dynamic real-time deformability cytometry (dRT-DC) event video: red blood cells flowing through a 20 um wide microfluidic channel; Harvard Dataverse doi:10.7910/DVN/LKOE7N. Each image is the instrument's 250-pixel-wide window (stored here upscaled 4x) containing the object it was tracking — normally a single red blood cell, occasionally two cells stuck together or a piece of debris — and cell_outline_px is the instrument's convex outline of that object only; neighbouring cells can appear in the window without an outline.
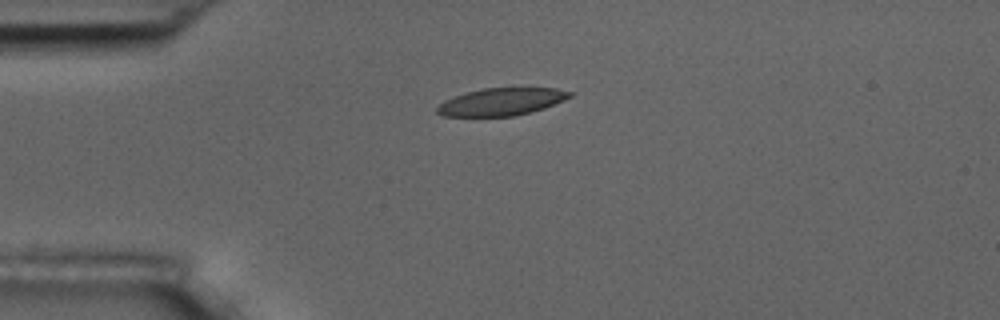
{"species": "common noctule bat (a hibernating species)", "species_latin": "Nyctalus noctula", "temperature_condition": "room temperature", "stored_images_in_passage": 11, "camera_frame_rate_fps": 3000, "um_per_image_px": 0.085, "animal": {"sex": "male", "body_mass_g": 17.5, "forearm_length_mm": 52.3}, "frame": {"image": 1, "passage_image": 4, "time_ms": 4.333, "image_size_px": [1000, 320], "cell_outline_px": [[576, 92], [572, 96], [564, 100], [544, 108], [516, 116], [444, 116], [436, 112], [436, 108], [444, 100], [468, 92], [484, 88], [556, 88]], "centroid_in_image_um": [42.67, 8.65], "position_along_channel_um": 42.3, "area_um2": 21.15}}
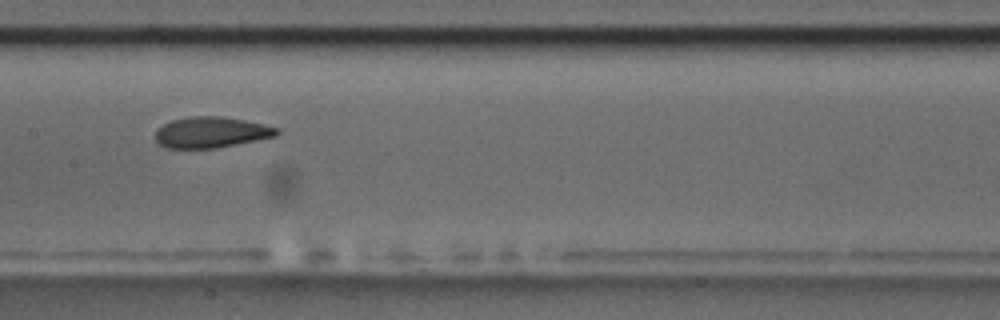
{"frame": {"image": 2, "passage_image": 8, "time_ms": 9.0, "image_size_px": [1000, 320], "cell_outline_px": [[280, 132], [276, 136], [216, 148], [164, 148], [156, 140], [156, 132], [164, 124], [172, 120], [192, 116], [220, 116], [244, 120], [280, 128]], "centroid_in_image_um": [17.96, 11.25], "position_along_channel_um": 189.4, "area_um2": 21.68}}
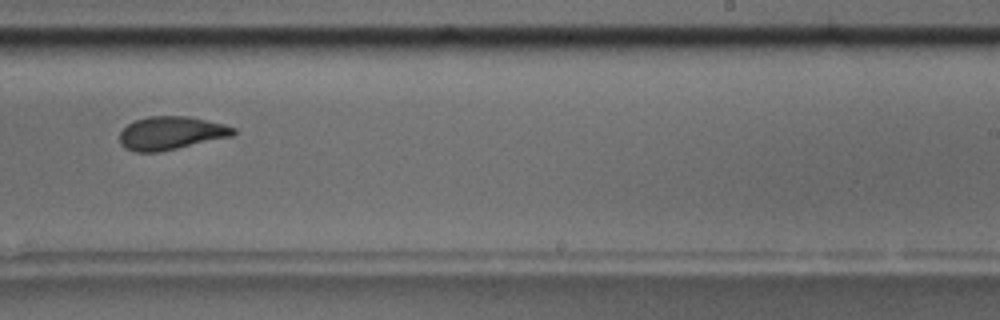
{"frame": {"image": 3, "passage_image": 10, "time_ms": 11.333, "image_size_px": [1000, 320], "cell_outline_px": [[236, 132], [232, 136], [160, 152], [136, 152], [124, 148], [120, 144], [120, 132], [128, 124], [136, 120], [148, 116], [188, 116], [224, 124], [236, 128]], "centroid_in_image_um": [14.53, 11.31], "position_along_channel_um": 274.5, "area_um2": 22.02}}